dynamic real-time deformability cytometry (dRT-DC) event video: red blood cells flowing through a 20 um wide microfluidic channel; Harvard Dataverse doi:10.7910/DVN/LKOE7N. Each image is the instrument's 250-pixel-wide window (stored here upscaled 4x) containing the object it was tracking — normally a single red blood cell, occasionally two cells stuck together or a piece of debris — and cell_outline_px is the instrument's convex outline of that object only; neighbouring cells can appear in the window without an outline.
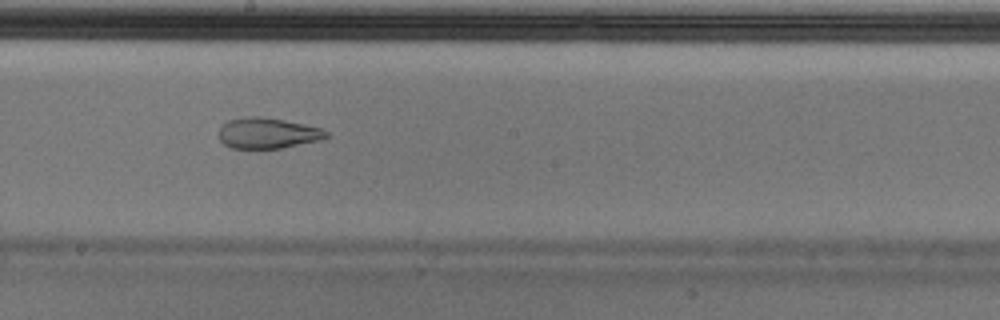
{"species": "Egyptian fruit bat (a non-hibernating species)", "species_latin": "Rousettus aegyptiacus", "temperature_condition": "cold", "stored_images_in_passage": 43, "camera_frame_rate_fps": 3000, "um_per_image_px": 0.085, "animal": {"sex": "male"}, "frame": {"image": 1, "passage_image": 19, "time_ms": 6.0, "image_size_px": [1000, 320], "cell_outline_px": [[328, 136], [324, 140], [280, 148], [232, 148], [224, 144], [220, 140], [220, 128], [228, 120], [244, 116], [260, 116], [284, 120], [304, 124], [320, 128], [328, 132]], "centroid_in_image_um": [22.77, 11.31], "position_along_channel_um": 225.4, "area_um2": 19.25}, "authors_computed_cell_mechanics": {"area_um2": 22.4842, "velocity_mm_per_s": 3.6947, "shape_relaxation_time_tau1_ms": null, "shape_relaxation_time_tau2_ms": 1.8211, "deformation_change_tau1": null, "deformation_change_tau2": 0.0902}}